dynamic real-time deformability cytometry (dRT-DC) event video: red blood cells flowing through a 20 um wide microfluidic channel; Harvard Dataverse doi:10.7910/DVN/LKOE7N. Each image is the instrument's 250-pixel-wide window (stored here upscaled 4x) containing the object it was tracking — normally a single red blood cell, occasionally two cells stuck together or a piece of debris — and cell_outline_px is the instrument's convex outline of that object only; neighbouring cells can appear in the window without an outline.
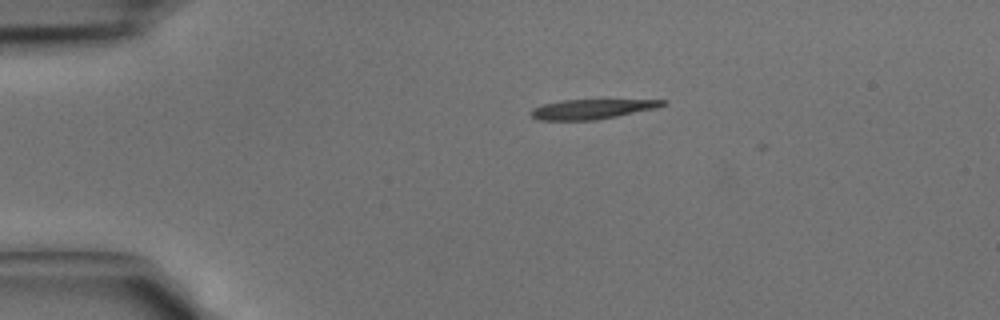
{"species": "common noctule bat (a hibernating species)", "species_latin": "Nyctalus noctula", "temperature_condition": "cold", "stored_images_in_passage": 33, "camera_frame_rate_fps": 3000, "um_per_image_px": 0.085, "animal": {"sex": "male", "body_mass_g": 15.6}, "frame": {"image": 1, "passage_image": 1, "time_ms": 0.0, "image_size_px": [1000, 320], "cell_outline_px": [[668, 104], [656, 108], [596, 120], [536, 120], [528, 112], [532, 108], [544, 104], [560, 100], [668, 100]], "centroid_in_image_um": [50.28, 9.27], "position_along_channel_um": 34.7, "area_um2": 15.14}}
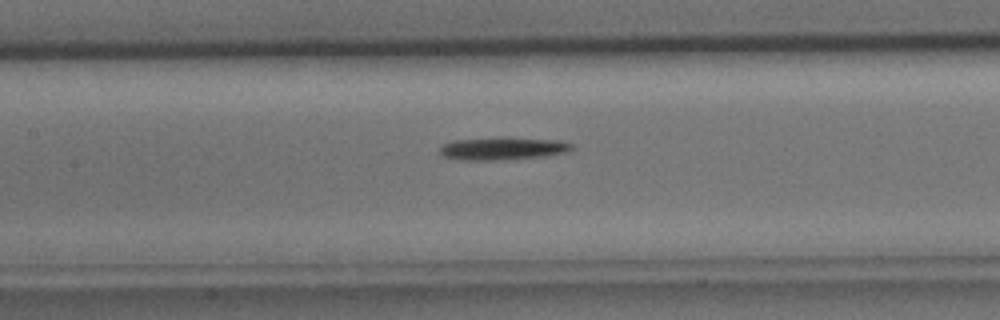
{"frame": {"image": 2, "passage_image": 12, "time_ms": 3.667, "image_size_px": [1000, 320], "cell_outline_px": [[576, 148], [568, 152], [548, 156], [492, 160], [456, 160], [444, 156], [440, 152], [440, 148], [444, 144], [452, 140], [560, 140], [572, 144]], "centroid_in_image_um": [42.76, 12.68], "position_along_channel_um": 164.6, "area_um2": 16.42}}
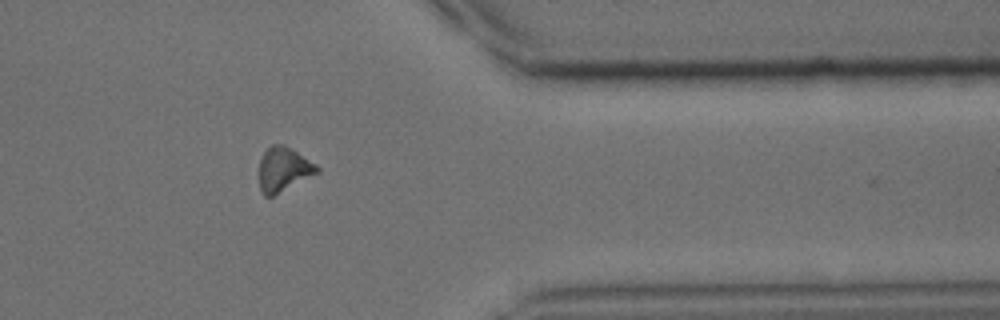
{"frame": {"image": 3, "passage_image": 27, "time_ms": 8.667, "image_size_px": [1000, 320], "cell_outline_px": [[320, 172], [272, 196], [264, 196], [260, 188], [256, 172], [260, 160], [264, 152], [272, 144], [284, 144], [316, 164], [320, 168]], "centroid_in_image_um": [24.06, 14.4], "position_along_channel_um": 387.3, "area_um2": 15.14}}